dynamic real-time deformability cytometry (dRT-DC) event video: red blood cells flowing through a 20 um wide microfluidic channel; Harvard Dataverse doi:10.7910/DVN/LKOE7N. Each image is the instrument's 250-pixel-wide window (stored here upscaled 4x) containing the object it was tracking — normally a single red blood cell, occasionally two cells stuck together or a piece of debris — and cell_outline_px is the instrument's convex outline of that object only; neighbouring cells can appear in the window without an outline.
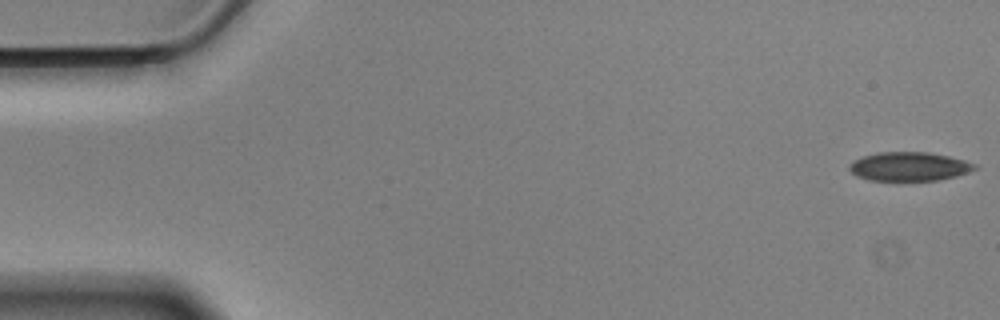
{"species": "Egyptian fruit bat (a non-hibernating species)", "species_latin": "Rousettus aegyptiacus", "temperature_condition": "cold", "stored_images_in_passage": 10, "camera_frame_rate_fps": 3000, "um_per_image_px": 0.085, "animal": {"sex": "male"}, "frame": {"image": 1, "passage_image": 1, "time_ms": 0.0, "image_size_px": [1000, 320], "cell_outline_px": [[976, 168], [968, 172], [956, 176], [936, 180], [868, 180], [856, 176], [848, 168], [848, 164], [852, 160], [876, 152], [928, 152], [948, 156], [964, 160], [976, 164]], "centroid_in_image_um": [77.23, 14.14], "position_along_channel_um": 7.8, "area_um2": 21.04}}